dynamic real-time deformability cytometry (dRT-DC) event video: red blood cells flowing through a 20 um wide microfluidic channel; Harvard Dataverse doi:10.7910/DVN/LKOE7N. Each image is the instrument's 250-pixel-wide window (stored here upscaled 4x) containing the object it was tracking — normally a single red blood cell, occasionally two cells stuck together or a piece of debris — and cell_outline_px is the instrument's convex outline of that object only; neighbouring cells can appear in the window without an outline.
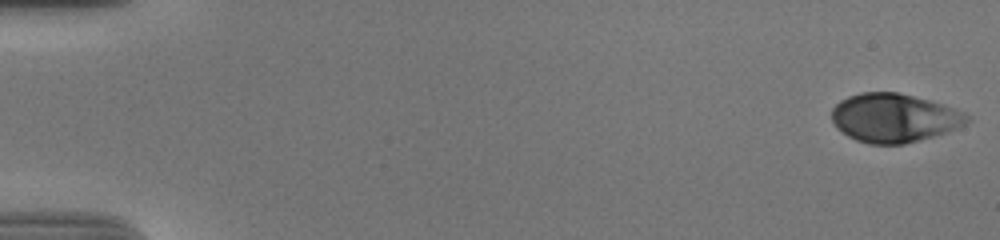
{"species": "human", "species_latin": "Homo sapiens", "temperature_condition": "cold", "stored_images_in_passage": 56, "camera_frame_rate_fps": 3000, "um_per_image_px": 0.085, "donor": {"sex": "male"}, "frame": {"image": 1, "passage_image": 1, "time_ms": 0.0, "image_size_px": [1000, 240], "cell_outline_px": [[968, 120], [964, 124], [956, 128], [932, 136], [904, 144], [868, 144], [856, 140], [848, 136], [836, 128], [832, 120], [832, 108], [840, 100], [848, 96], [860, 92], [896, 92], [944, 104], [956, 108], [964, 112], [968, 116]], "centroid_in_image_um": [75.95, 10.01], "position_along_channel_um": 9.0, "area_um2": 38.21}}
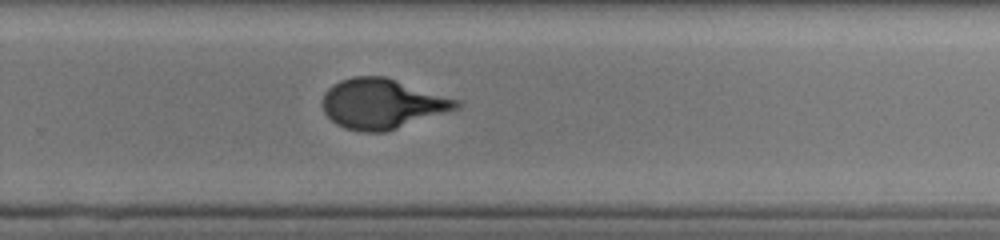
{"frame": {"image": 2, "passage_image": 38, "time_ms": 12.333, "image_size_px": [1000, 240], "cell_outline_px": [[460, 108], [384, 132], [360, 132], [344, 128], [336, 124], [324, 112], [324, 92], [332, 84], [340, 80], [352, 76], [384, 76], [460, 100]], "centroid_in_image_um": [32.48, 8.82], "position_along_channel_um": 297.3, "area_um2": 38.84}}
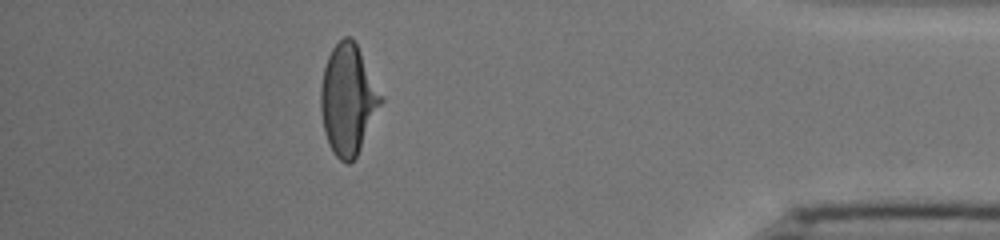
{"frame": {"image": 3, "passage_image": 50, "time_ms": 16.333, "image_size_px": [1000, 240], "cell_outline_px": [[384, 100], [356, 156], [348, 164], [340, 160], [332, 152], [328, 144], [324, 132], [320, 108], [320, 88], [324, 68], [328, 56], [332, 48], [344, 36], [352, 36], [384, 96]], "centroid_in_image_um": [29.58, 8.45], "position_along_channel_um": 405.6, "area_um2": 38.73}, "authors_computed_cell_mechanics": {"area_um2": 38.8705, "velocity_mm_per_s": 3.6968, "shape_relaxation_time_tau1_ms": 4.7554, "shape_relaxation_time_tau2_ms": null, "deformation_change_tau1": 0.1976, "deformation_change_tau2": null}}